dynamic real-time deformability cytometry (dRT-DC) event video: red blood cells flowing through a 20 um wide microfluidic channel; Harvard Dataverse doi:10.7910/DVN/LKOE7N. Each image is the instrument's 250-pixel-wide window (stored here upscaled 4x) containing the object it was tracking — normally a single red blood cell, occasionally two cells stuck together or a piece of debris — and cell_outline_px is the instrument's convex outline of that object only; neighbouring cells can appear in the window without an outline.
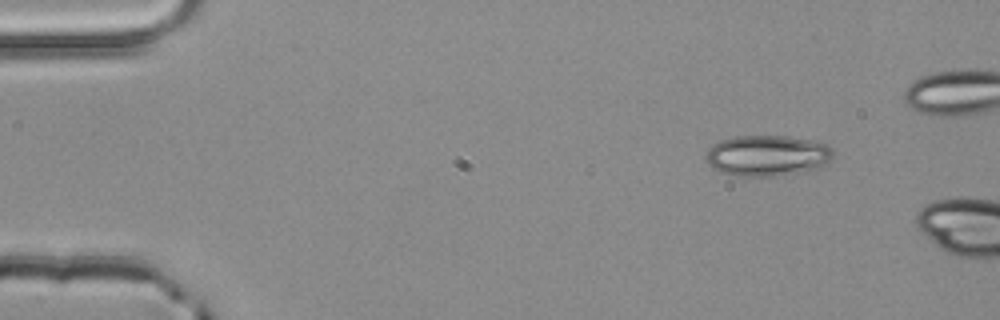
{"species": "common noctule bat (a hibernating species)", "species_latin": "Nyctalus noctula", "temperature_condition": "room temperature", "stored_images_in_passage": 2, "camera_frame_rate_fps": 3000, "um_per_image_px": 0.085, "animal": {"sex": "male", "body_mass_g": 20.4}, "frame": {"image": 1, "passage_image": 1, "time_ms": 0.0, "image_size_px": [1000, 320], "cell_outline_px": [[832, 156], [824, 168], [772, 176], [728, 176], [712, 168], [708, 164], [704, 156], [708, 148], [712, 144], [720, 140], [736, 136], [788, 136], [812, 140], [828, 144], [832, 148]], "centroid_in_image_um": [65.19, 13.23], "position_along_channel_um": 19.8, "area_um2": 30.81}}